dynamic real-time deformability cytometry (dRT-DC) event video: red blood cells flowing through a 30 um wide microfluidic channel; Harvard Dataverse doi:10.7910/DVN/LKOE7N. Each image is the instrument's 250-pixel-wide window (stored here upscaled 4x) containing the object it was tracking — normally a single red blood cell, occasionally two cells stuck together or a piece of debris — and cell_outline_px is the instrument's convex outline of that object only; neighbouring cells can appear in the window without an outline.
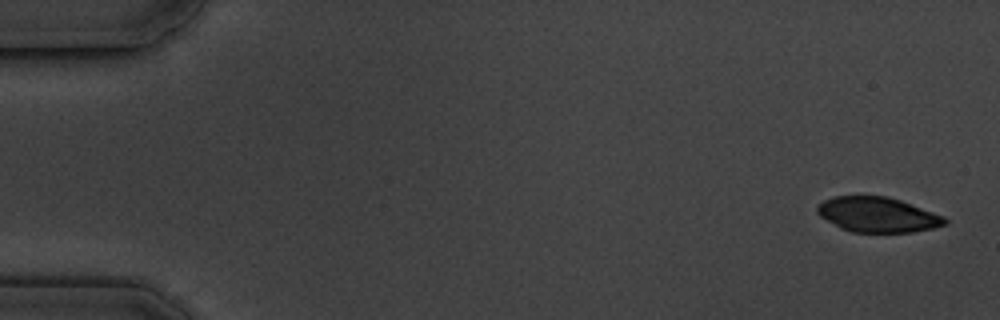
{"species": "common noctule bat (a hibernating species)", "species_latin": "Nyctalus noctula", "temperature_condition": "cold", "stored_images_in_passage": 5, "camera_frame_rate_fps": 3000, "um_per_image_px": 0.085, "animal": {"sex": "male", "body_mass_g": 19.5, "forearm_length_mm": 54.6}, "frame": {"image": 1, "passage_image": 1, "time_ms": 0.0, "image_size_px": [1000, 320], "cell_outline_px": [[948, 224], [932, 228], [912, 232], [852, 232], [840, 228], [820, 216], [816, 212], [816, 208], [824, 200], [832, 196], [888, 196], [900, 200], [944, 216], [948, 220]], "centroid_in_image_um": [74.6, 18.25], "position_along_channel_um": 10.4, "area_um2": 26.01}}
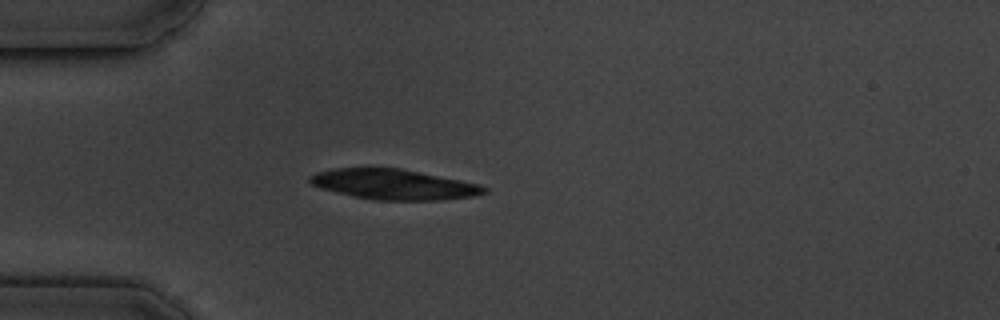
{"frame": {"image": 2, "passage_image": 5, "time_ms": 4.667, "image_size_px": [1000, 320], "cell_outline_px": [[488, 192], [476, 196], [444, 200], [376, 200], [352, 196], [320, 188], [312, 184], [308, 180], [308, 176], [316, 172], [332, 168], [400, 168], [480, 184], [488, 188]], "centroid_in_image_um": [33.48, 15.68], "position_along_channel_um": 51.5, "area_um2": 30.87}}